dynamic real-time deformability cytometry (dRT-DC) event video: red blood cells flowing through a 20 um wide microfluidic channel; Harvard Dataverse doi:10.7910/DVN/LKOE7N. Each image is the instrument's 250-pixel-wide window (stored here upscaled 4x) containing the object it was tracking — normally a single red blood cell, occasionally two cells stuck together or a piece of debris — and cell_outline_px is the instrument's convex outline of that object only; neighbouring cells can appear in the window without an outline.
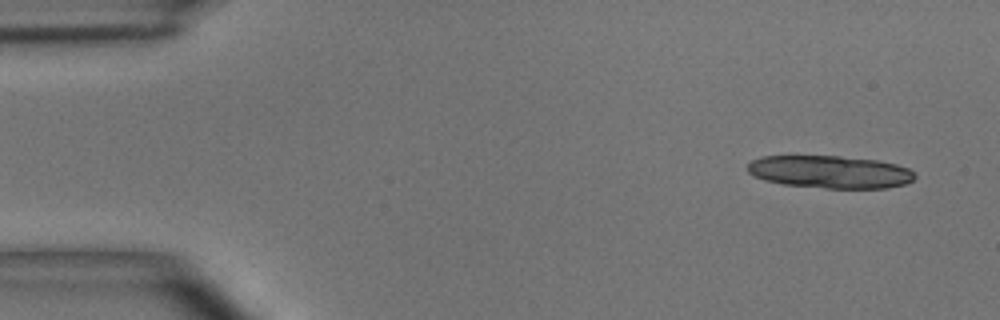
{"species": "common noctule bat (a hibernating species)", "species_latin": "Nyctalus noctula", "temperature_condition": "room temperature", "stored_images_in_passage": 6, "camera_frame_rate_fps": 3000, "um_per_image_px": 0.085, "animal": {"sex": "male", "body_mass_g": 15.6}, "frame": {"image": 1, "passage_image": 1, "time_ms": 0.0, "image_size_px": [1000, 320], "cell_outline_px": [[916, 176], [912, 180], [904, 184], [888, 188], [824, 188], [784, 184], [764, 180], [752, 176], [748, 172], [748, 164], [752, 160], [760, 156], [840, 156], [876, 160], [896, 164], [908, 168]], "centroid_in_image_um": [70.52, 14.61], "position_along_channel_um": 14.5, "area_um2": 31.79}}
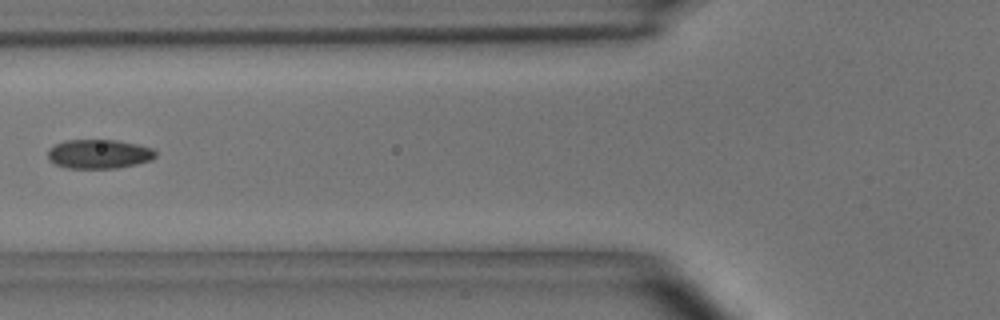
{"frame": {"image": 2, "passage_image": 5, "time_ms": 5.667, "image_size_px": [1000, 320], "cell_outline_px": [[156, 156], [152, 160], [136, 164], [116, 168], [68, 168], [56, 164], [48, 156], [48, 152], [56, 144], [64, 140], [116, 140], [136, 144], [152, 148], [156, 152]], "centroid_in_image_um": [8.45, 13.09], "position_along_channel_um": 117.3, "area_um2": 18.09}}